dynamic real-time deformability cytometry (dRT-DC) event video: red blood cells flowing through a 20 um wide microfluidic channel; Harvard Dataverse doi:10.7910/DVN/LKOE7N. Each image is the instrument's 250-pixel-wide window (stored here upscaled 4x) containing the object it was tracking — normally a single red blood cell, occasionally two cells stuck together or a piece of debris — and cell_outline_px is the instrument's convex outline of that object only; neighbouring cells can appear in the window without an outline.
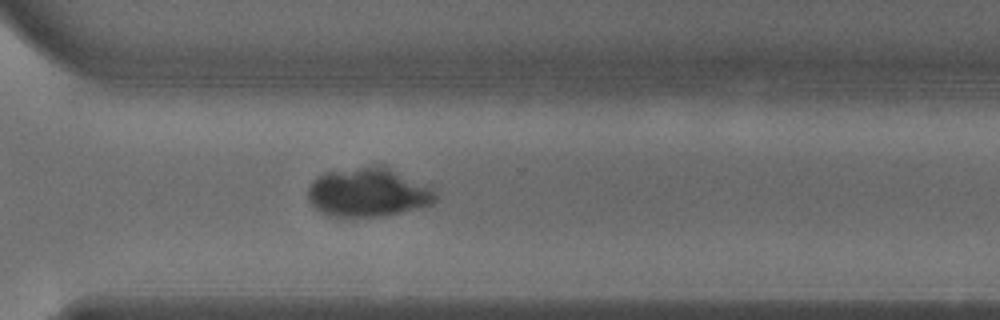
{"species": "common noctule bat (a hibernating species)", "species_latin": "Nyctalus noctula", "temperature_condition": "warm", "stored_images_in_passage": 50, "segment_of_instrument_passage": [1, 2], "camera_frame_rate_fps": 3000, "um_per_image_px": 0.085, "animal": {"sex": "male", "body_mass_g": 18.8}, "frame": {"image": 1, "passage_image": 35, "time_ms": 11.333, "image_size_px": [1000, 320], "cell_outline_px": [[436, 200], [432, 204], [400, 212], [380, 216], [352, 220], [344, 220], [328, 216], [320, 212], [308, 200], [308, 184], [316, 176], [324, 172], [376, 164], [384, 164], [432, 184], [436, 192]], "centroid_in_image_um": [31.31, 16.35], "position_along_channel_um": 339.3, "area_um2": 38.26}}
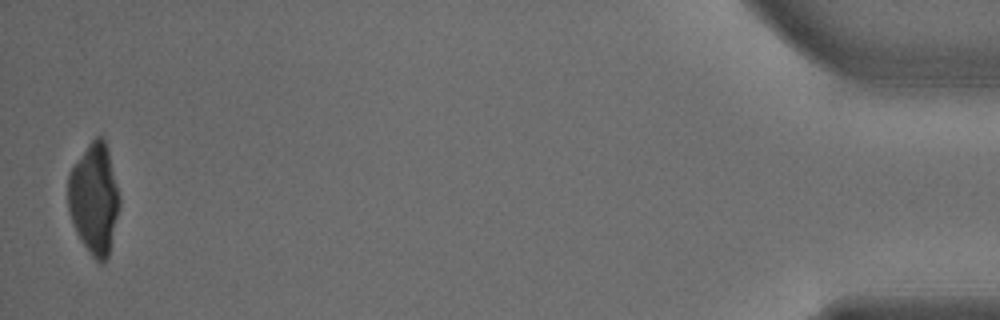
{"frame": {"image": 2, "passage_image": 48, "time_ms": 15.667, "image_size_px": [1000, 320], "cell_outline_px": [[120, 204], [108, 256], [104, 264], [100, 264], [92, 256], [80, 240], [72, 224], [68, 208], [68, 176], [72, 168], [88, 144], [96, 136], [104, 136], [108, 148], [120, 196]], "centroid_in_image_um": [8.01, 16.9], "position_along_channel_um": 427.2, "area_um2": 33.29}}